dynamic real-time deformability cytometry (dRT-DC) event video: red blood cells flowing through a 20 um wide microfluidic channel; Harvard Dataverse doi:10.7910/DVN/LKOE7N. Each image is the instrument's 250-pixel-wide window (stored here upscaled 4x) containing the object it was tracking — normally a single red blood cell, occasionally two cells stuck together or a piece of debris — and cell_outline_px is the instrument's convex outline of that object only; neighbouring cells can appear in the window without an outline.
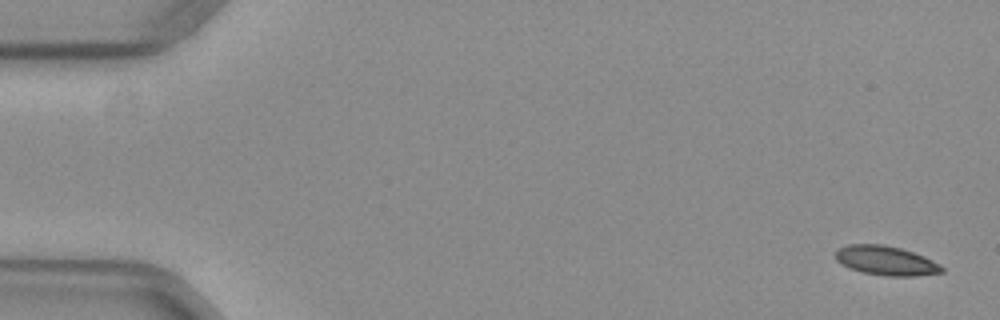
{"species": "common noctule bat (a hibernating species)", "species_latin": "Nyctalus noctula", "temperature_condition": "warm", "stored_images_in_passage": 48, "camera_frame_rate_fps": 3000, "um_per_image_px": 0.085, "animal": {"sex": "female", "body_mass_g": 29.2, "forearm_length_mm": 56.3}, "frame": {"image": 1, "passage_image": 1, "time_ms": 0.0, "image_size_px": [1000, 320], "cell_outline_px": [[944, 272], [916, 276], [888, 276], [864, 272], [848, 268], [840, 264], [836, 260], [836, 252], [840, 248], [848, 244], [884, 244], [900, 248], [924, 256], [940, 264], [944, 268]], "centroid_in_image_um": [75.31, 22.15], "position_along_channel_um": 9.7, "area_um2": 18.15}}
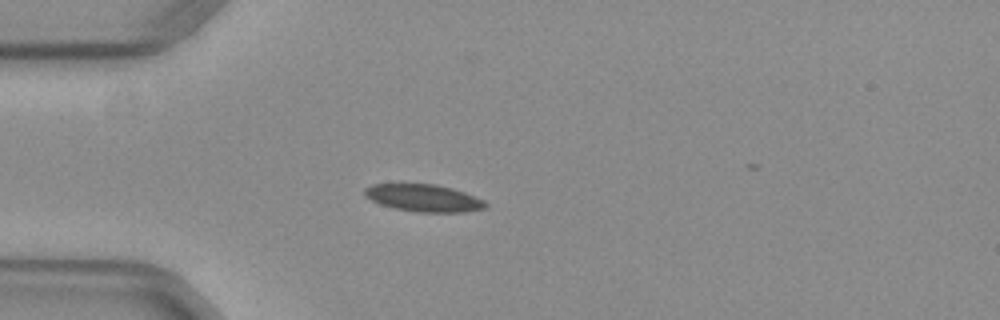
{"frame": {"image": 2, "passage_image": 14, "time_ms": 4.333, "image_size_px": [1000, 320], "cell_outline_px": [[488, 204], [484, 208], [464, 212], [420, 212], [396, 208], [380, 204], [364, 196], [364, 188], [372, 184], [436, 184], [452, 188], [464, 192], [484, 200]], "centroid_in_image_um": [36.01, 16.82], "position_along_channel_um": 49.0, "area_um2": 19.07}}
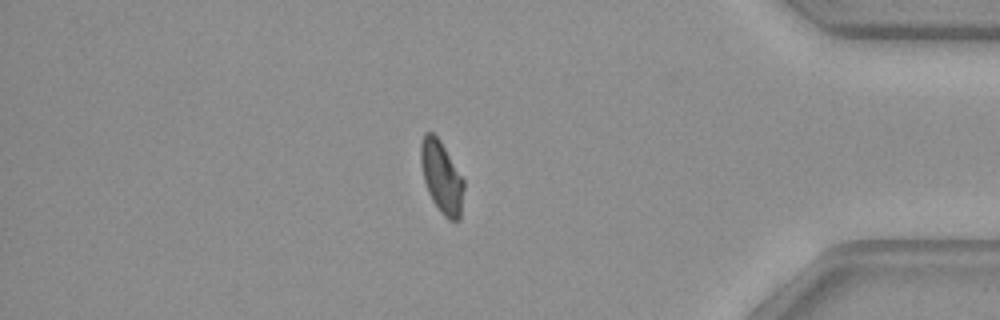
{"frame": {"image": 3, "passage_image": 44, "time_ms": 14.333, "image_size_px": [1000, 320], "cell_outline_px": [[464, 188], [460, 220], [448, 220], [440, 212], [432, 200], [428, 192], [424, 180], [420, 164], [420, 144], [424, 132], [432, 132], [440, 140], [464, 180]], "centroid_in_image_um": [37.52, 15.05], "position_along_channel_um": 397.7, "area_um2": 18.15}, "authors_computed_cell_mechanics": {"area_um2": 18.9006, "velocity_mm_per_s": 3.9786, "shape_relaxation_time_tau1_ms": null, "shape_relaxation_time_tau2_ms": 1.6501, "deformation_change_tau1": null, "deformation_change_tau2": 0.066}}